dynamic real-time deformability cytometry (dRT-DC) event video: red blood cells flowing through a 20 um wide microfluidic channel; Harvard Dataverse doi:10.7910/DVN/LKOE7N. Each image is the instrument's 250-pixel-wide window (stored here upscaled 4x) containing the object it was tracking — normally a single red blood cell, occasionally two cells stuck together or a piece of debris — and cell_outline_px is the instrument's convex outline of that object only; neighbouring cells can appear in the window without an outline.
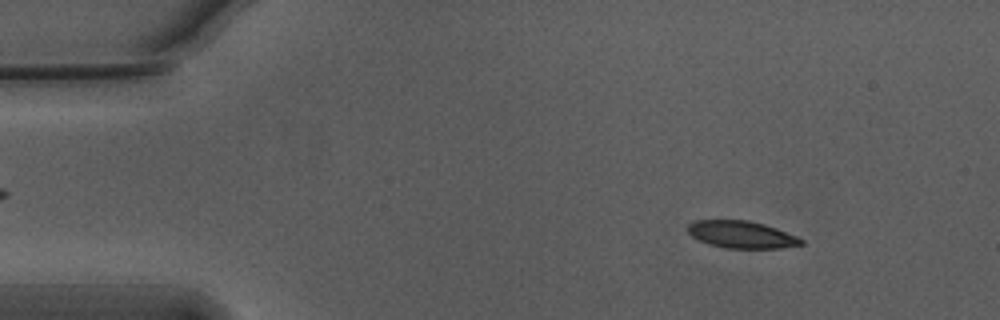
{"species": "Egyptian fruit bat (a non-hibernating species)", "species_latin": "Rousettus aegyptiacus", "temperature_condition": "warm", "stored_images_in_passage": 17, "camera_frame_rate_fps": 3000, "um_per_image_px": 0.085, "animal": {"sex": "male"}, "frame": {"image": 1, "passage_image": 4, "time_ms": 1.0, "image_size_px": [1000, 320], "cell_outline_px": [[804, 244], [780, 248], [724, 248], [700, 240], [692, 236], [688, 232], [688, 224], [696, 220], [748, 220], [764, 224], [776, 228], [796, 236], [804, 240]], "centroid_in_image_um": [63.05, 19.93], "position_along_channel_um": 22.0, "area_um2": 17.8}}
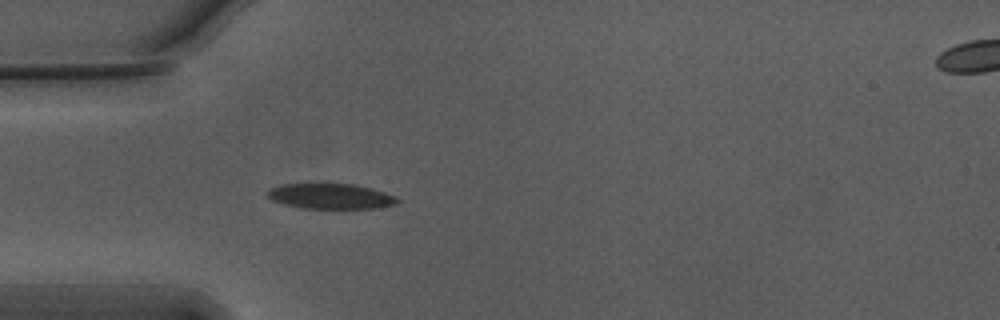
{"frame": {"image": 2, "passage_image": 13, "time_ms": 4.0, "image_size_px": [1000, 320], "cell_outline_px": [[400, 200], [396, 204], [376, 208], [300, 208], [284, 204], [272, 200], [268, 196], [268, 192], [272, 188], [280, 184], [352, 184], [372, 188], [396, 196]], "centroid_in_image_um": [28.13, 16.68], "position_along_channel_um": 56.9, "area_um2": 19.02}}
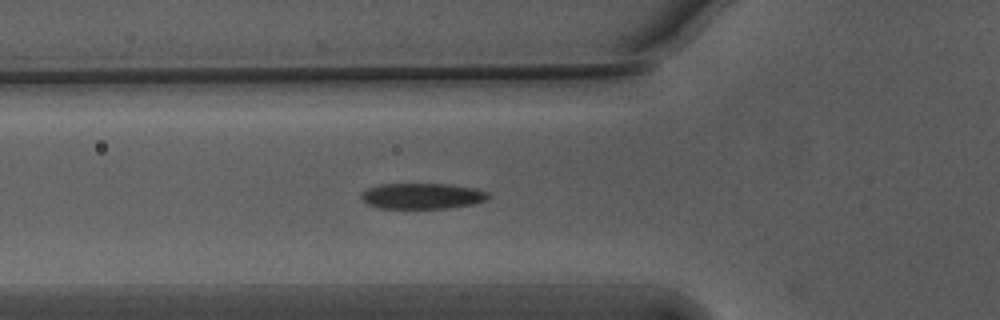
{"frame": {"image": 3, "passage_image": 16, "time_ms": 5.0, "image_size_px": [1000, 320], "cell_outline_px": [[492, 196], [488, 200], [472, 204], [448, 208], [376, 208], [368, 204], [360, 196], [360, 192], [368, 188], [380, 184], [452, 184], [476, 188], [488, 192]], "centroid_in_image_um": [35.92, 16.65], "position_along_channel_um": 89.9, "area_um2": 19.31}}